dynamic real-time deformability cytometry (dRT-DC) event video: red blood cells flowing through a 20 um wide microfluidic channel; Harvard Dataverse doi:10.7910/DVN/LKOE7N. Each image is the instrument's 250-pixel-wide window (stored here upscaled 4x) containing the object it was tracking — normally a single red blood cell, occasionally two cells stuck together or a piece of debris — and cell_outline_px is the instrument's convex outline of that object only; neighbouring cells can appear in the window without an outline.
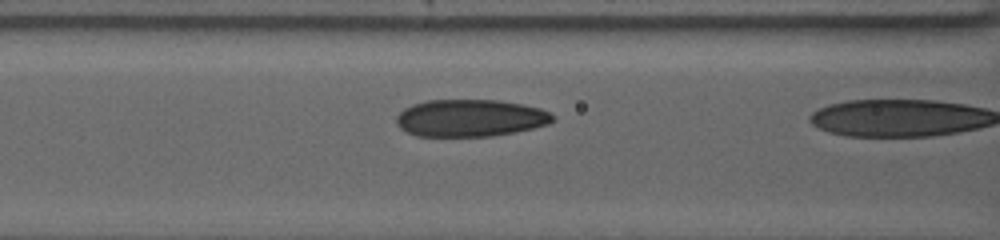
{"species": "human", "species_latin": "Homo sapiens", "temperature_condition": "warm", "stored_images_in_passage": 26, "segment_of_instrument_passage": [2, 2], "camera_frame_rate_fps": 3000, "um_per_image_px": 0.085, "donor": {"sex": "female"}, "frame": {"image": 1, "passage_image": 25, "time_ms": 8.0, "image_size_px": [1000, 240], "cell_outline_px": [[556, 120], [548, 124], [532, 128], [492, 136], [416, 136], [400, 128], [396, 124], [396, 116], [404, 108], [412, 104], [428, 100], [500, 100], [540, 108], [556, 116]], "centroid_in_image_um": [39.96, 10.03], "position_along_channel_um": 126.6, "area_um2": 33.93}}